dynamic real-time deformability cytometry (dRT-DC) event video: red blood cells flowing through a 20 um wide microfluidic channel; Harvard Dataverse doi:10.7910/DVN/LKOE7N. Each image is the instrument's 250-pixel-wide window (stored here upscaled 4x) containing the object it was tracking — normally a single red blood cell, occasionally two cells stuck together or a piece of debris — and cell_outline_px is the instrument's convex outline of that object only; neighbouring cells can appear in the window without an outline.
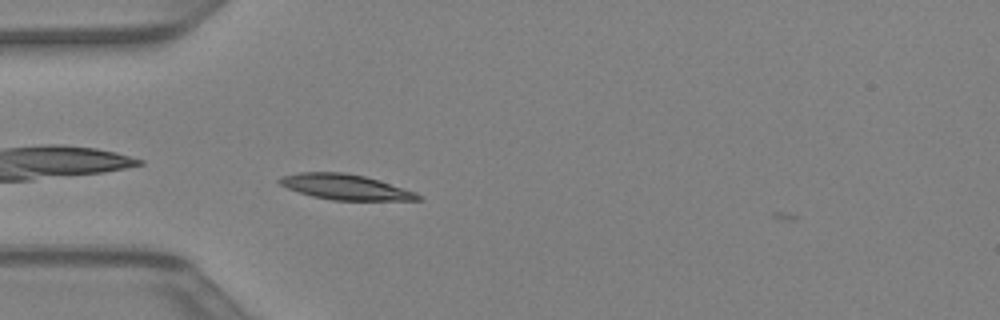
{"species": "Egyptian fruit bat (a non-hibernating species)", "species_latin": "Rousettus aegyptiacus", "temperature_condition": "warm", "stored_images_in_passage": 3, "camera_frame_rate_fps": 3000, "um_per_image_px": 0.085, "animal": {"sex": "female"}, "frame": {"image": 1, "passage_image": 2, "time_ms": 0.333, "image_size_px": [1000, 320], "cell_outline_px": [[424, 200], [332, 200], [312, 196], [288, 188], [280, 184], [276, 180], [280, 176], [300, 172], [344, 172], [364, 176], [380, 180], [416, 192], [424, 196]], "centroid_in_image_um": [29.39, 15.89], "position_along_channel_um": 55.6, "area_um2": 20.58}}